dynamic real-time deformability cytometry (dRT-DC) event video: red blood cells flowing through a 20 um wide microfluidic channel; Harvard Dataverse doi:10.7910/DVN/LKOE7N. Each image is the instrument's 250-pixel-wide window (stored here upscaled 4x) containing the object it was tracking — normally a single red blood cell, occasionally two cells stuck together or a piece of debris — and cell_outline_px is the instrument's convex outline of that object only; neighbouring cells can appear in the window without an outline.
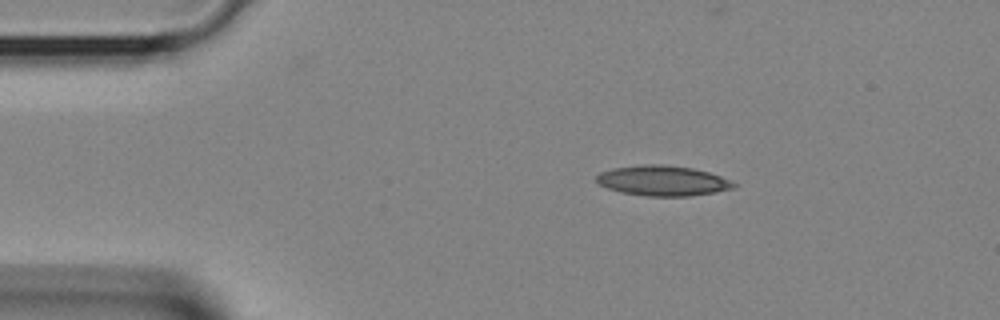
{"species": "Egyptian fruit bat (a non-hibernating species)", "species_latin": "Rousettus aegyptiacus", "temperature_condition": "room temperature", "stored_images_in_passage": 33, "camera_frame_rate_fps": 3000, "um_per_image_px": 0.085, "animal": {"sex": "female"}, "frame": {"image": 1, "passage_image": 1, "time_ms": 0.0, "image_size_px": [1000, 320], "cell_outline_px": [[736, 188], [716, 192], [692, 196], [644, 196], [620, 192], [608, 188], [600, 184], [596, 180], [596, 176], [600, 172], [612, 168], [644, 164], [660, 164], [692, 168], [708, 172], [720, 176], [736, 184]], "centroid_in_image_um": [56.32, 15.36], "position_along_channel_um": 28.7, "area_um2": 24.16}}
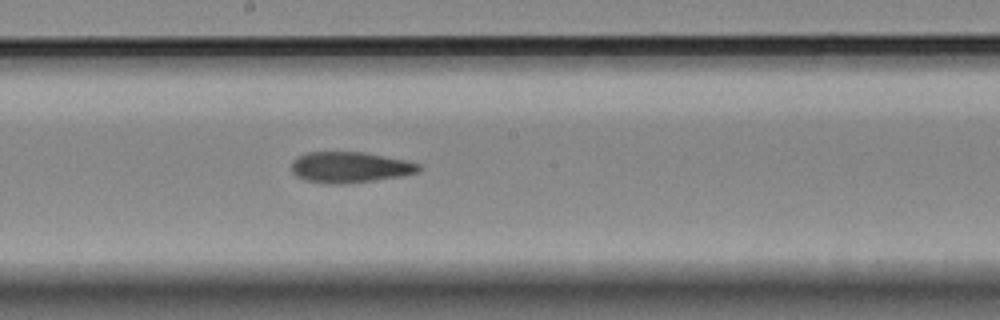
{"frame": {"image": 2, "passage_image": 15, "time_ms": 4.667, "image_size_px": [1000, 320], "cell_outline_px": [[420, 168], [416, 172], [400, 176], [348, 184], [324, 184], [304, 180], [296, 176], [292, 172], [292, 164], [300, 156], [308, 152], [364, 152], [408, 160], [420, 164]], "centroid_in_image_um": [29.74, 14.23], "position_along_channel_um": 218.5, "area_um2": 22.89}}
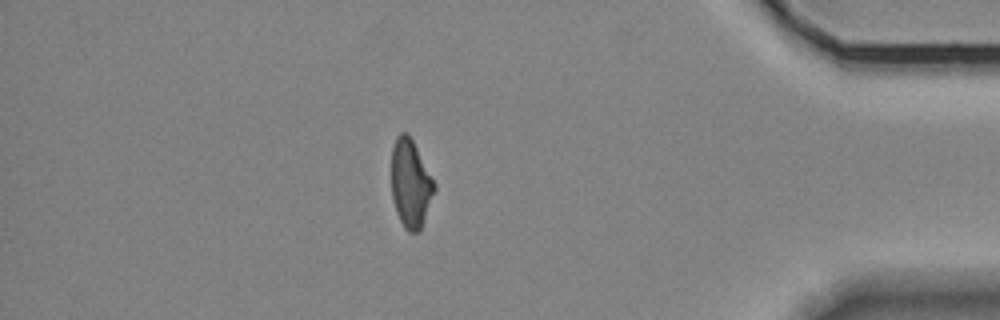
{"frame": {"image": 3, "passage_image": 28, "time_ms": 9.0, "image_size_px": [1000, 320], "cell_outline_px": [[436, 188], [420, 232], [408, 232], [404, 228], [396, 212], [392, 196], [392, 148], [396, 136], [400, 132], [408, 132], [436, 184]], "centroid_in_image_um": [34.9, 15.61], "position_along_channel_um": 400.3, "area_um2": 22.08}}